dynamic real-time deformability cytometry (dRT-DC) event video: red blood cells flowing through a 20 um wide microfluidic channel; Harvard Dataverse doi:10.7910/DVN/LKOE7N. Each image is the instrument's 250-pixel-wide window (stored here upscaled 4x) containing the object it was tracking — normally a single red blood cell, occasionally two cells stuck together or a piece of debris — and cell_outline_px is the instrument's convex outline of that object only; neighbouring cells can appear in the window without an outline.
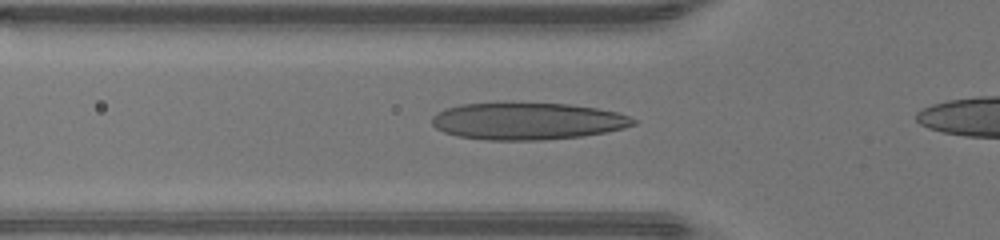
{"species": "human", "species_latin": "Homo sapiens", "temperature_condition": "warm", "stored_images_in_passage": 27, "camera_frame_rate_fps": 3000, "um_per_image_px": 0.085, "donor": {"sex": "male"}, "frame": {"image": 1, "passage_image": 5, "time_ms": 1.333, "image_size_px": [1000, 240], "cell_outline_px": [[636, 124], [624, 128], [604, 132], [580, 136], [540, 140], [484, 140], [456, 136], [444, 132], [436, 128], [432, 124], [432, 116], [448, 108], [460, 104], [568, 104], [596, 108], [616, 112], [628, 116], [636, 120]], "centroid_in_image_um": [44.82, 10.31], "position_along_channel_um": 81.0, "area_um2": 42.83}}
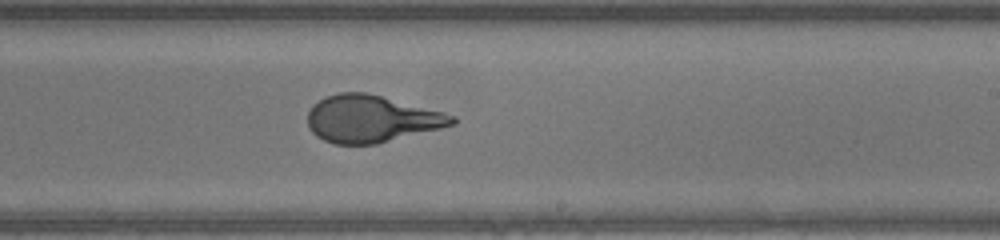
{"frame": {"image": 2, "passage_image": 17, "time_ms": 5.333, "image_size_px": [1000, 240], "cell_outline_px": [[456, 124], [376, 144], [336, 144], [324, 140], [316, 136], [308, 128], [308, 112], [312, 104], [324, 96], [340, 92], [368, 92], [444, 112], [456, 116]], "centroid_in_image_um": [31.54, 10.09], "position_along_channel_um": 257.5, "area_um2": 39.82}}
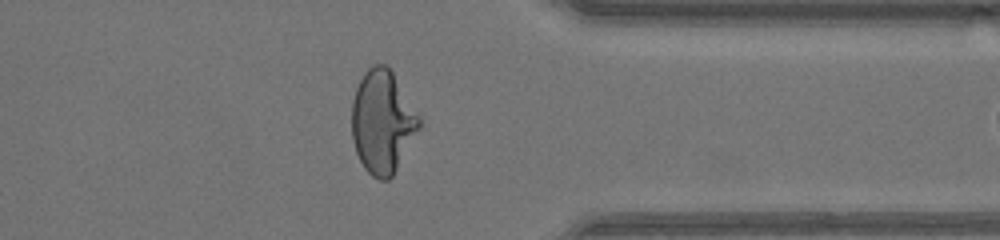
{"frame": {"image": 3, "passage_image": 26, "time_ms": 8.333, "image_size_px": [1000, 240], "cell_outline_px": [[420, 128], [392, 176], [388, 180], [380, 180], [372, 176], [364, 168], [356, 152], [352, 140], [352, 100], [356, 88], [364, 72], [372, 64], [384, 64], [392, 72], [420, 116]], "centroid_in_image_um": [32.49, 10.36], "position_along_channel_um": 378.9, "area_um2": 40.23}}